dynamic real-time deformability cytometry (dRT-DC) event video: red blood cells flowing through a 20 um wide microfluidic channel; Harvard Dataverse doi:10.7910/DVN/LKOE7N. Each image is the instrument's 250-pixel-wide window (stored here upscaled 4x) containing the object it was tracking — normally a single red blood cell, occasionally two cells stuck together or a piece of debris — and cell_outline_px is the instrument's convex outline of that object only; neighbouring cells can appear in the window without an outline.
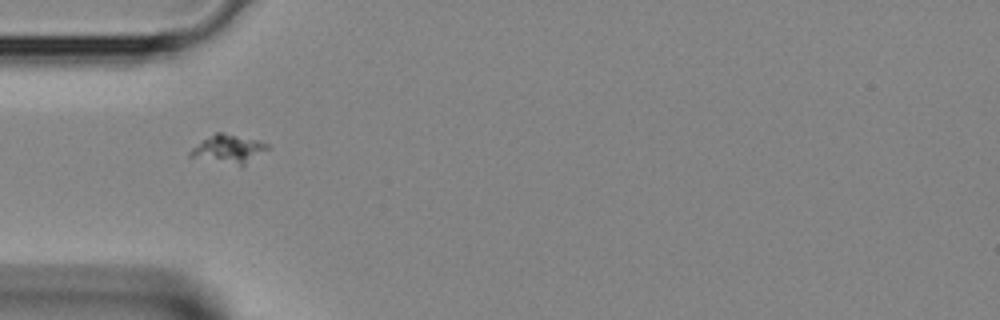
{"species": "Egyptian fruit bat (a non-hibernating species)", "species_latin": "Rousettus aegyptiacus", "temperature_condition": "room temperature", "stored_images_in_passage": 4, "camera_frame_rate_fps": 3000, "um_per_image_px": 0.085, "animal": {"sex": "female"}, "frame": {"image": 1, "passage_image": 4, "time_ms": 1.0, "image_size_px": [1000, 320], "cell_outline_px": [[272, 148], [244, 164], [240, 164], [188, 156], [188, 152], [192, 148], [216, 132], [220, 132], [256, 140], [268, 144]], "centroid_in_image_um": [19.46, 12.64], "position_along_channel_um": 65.5, "area_um2": 12.08}}